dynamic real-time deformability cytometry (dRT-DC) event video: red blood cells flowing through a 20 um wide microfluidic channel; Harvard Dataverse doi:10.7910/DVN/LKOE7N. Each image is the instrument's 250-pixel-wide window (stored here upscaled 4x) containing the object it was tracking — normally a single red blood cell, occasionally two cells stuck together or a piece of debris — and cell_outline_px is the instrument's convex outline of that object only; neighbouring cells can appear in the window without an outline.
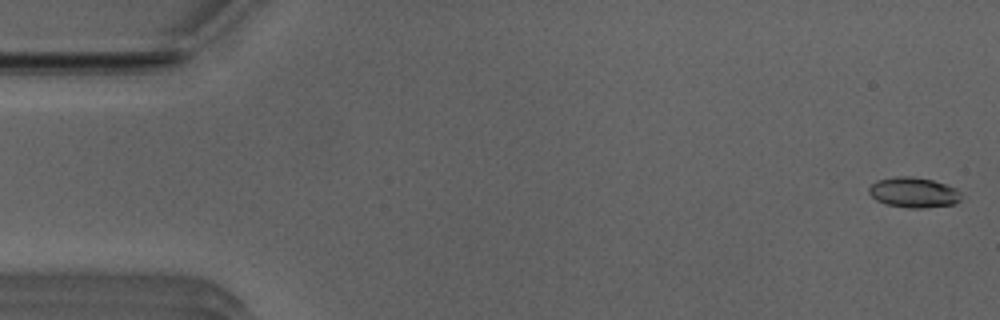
{"species": "Egyptian fruit bat (a non-hibernating species)", "species_latin": "Rousettus aegyptiacus", "temperature_condition": "room temperature", "stored_images_in_passage": 47, "camera_frame_rate_fps": 3000, "um_per_image_px": 0.085, "animal": {"sex": "male"}, "frame": {"image": 1, "passage_image": 1, "time_ms": 0.0, "image_size_px": [1000, 320], "cell_outline_px": [[960, 200], [952, 204], [928, 208], [908, 208], [884, 204], [876, 200], [868, 192], [868, 188], [876, 180], [896, 176], [912, 176], [932, 180], [956, 188], [960, 192]], "centroid_in_image_um": [77.62, 16.36], "position_along_channel_um": 7.4, "area_um2": 16.36}}
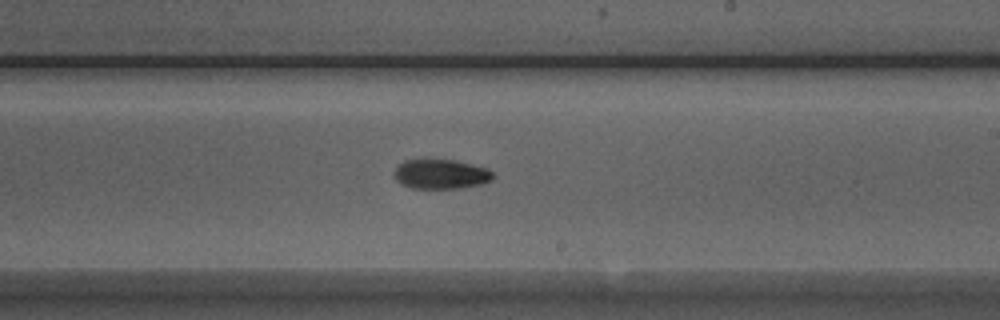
{"frame": {"image": 2, "passage_image": 30, "time_ms": 9.667, "image_size_px": [1000, 320], "cell_outline_px": [[496, 176], [492, 180], [484, 184], [460, 188], [412, 188], [400, 184], [392, 176], [396, 168], [404, 160], [452, 160], [472, 164], [484, 168], [492, 172]], "centroid_in_image_um": [37.47, 14.82], "position_along_channel_um": 251.5, "area_um2": 17.05}}
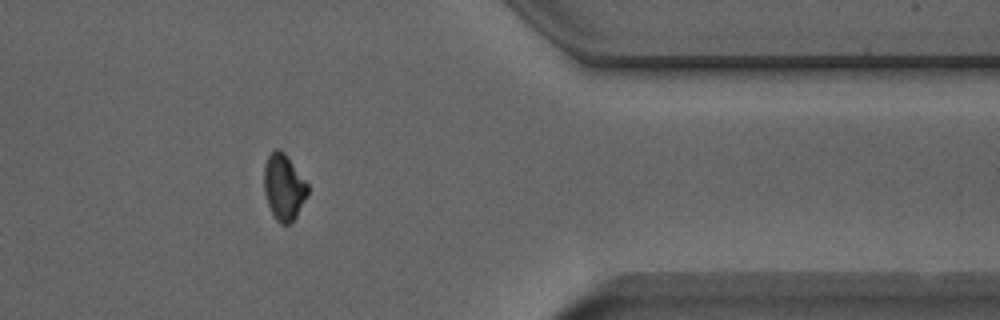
{"frame": {"image": 3, "passage_image": 42, "time_ms": 13.667, "image_size_px": [1000, 320], "cell_outline_px": [[308, 196], [296, 216], [288, 224], [280, 224], [276, 220], [268, 204], [264, 192], [264, 164], [268, 156], [276, 148], [280, 148], [284, 152], [308, 184]], "centroid_in_image_um": [24.12, 15.89], "position_along_channel_um": 387.3, "area_um2": 16.76}, "authors_computed_cell_mechanics": {"area_um2": 17.051, "velocity_mm_per_s": 3.9209, "shape_relaxation_time_tau1_ms": 3.3477, "shape_relaxation_time_tau2_ms": 3.7328, "deformation_change_tau1": 0.1249, "deformation_change_tau2": 0.0803}}